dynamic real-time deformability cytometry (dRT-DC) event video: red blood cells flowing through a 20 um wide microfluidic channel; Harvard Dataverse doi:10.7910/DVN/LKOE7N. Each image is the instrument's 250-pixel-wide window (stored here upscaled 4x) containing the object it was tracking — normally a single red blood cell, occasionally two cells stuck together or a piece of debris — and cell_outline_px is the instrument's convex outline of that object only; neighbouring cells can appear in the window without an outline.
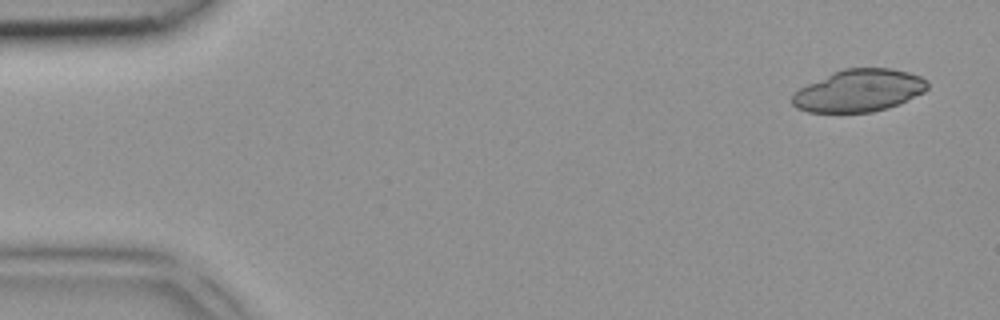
{"species": "common noctule bat (a hibernating species)", "species_latin": "Nyctalus noctula", "temperature_condition": "room temperature", "stored_images_in_passage": 3, "camera_frame_rate_fps": 3000, "um_per_image_px": 0.085, "animal": {"sex": "female", "body_mass_g": 18.4}, "frame": {"image": 1, "passage_image": 1, "time_ms": 0.0, "image_size_px": [1000, 320], "cell_outline_px": [[928, 88], [924, 92], [900, 104], [888, 108], [872, 112], [808, 112], [796, 108], [792, 104], [792, 92], [832, 72], [844, 68], [888, 68], [908, 72], [920, 76], [928, 80]], "centroid_in_image_um": [73.01, 7.7], "position_along_channel_um": 12.0, "area_um2": 33.47}}